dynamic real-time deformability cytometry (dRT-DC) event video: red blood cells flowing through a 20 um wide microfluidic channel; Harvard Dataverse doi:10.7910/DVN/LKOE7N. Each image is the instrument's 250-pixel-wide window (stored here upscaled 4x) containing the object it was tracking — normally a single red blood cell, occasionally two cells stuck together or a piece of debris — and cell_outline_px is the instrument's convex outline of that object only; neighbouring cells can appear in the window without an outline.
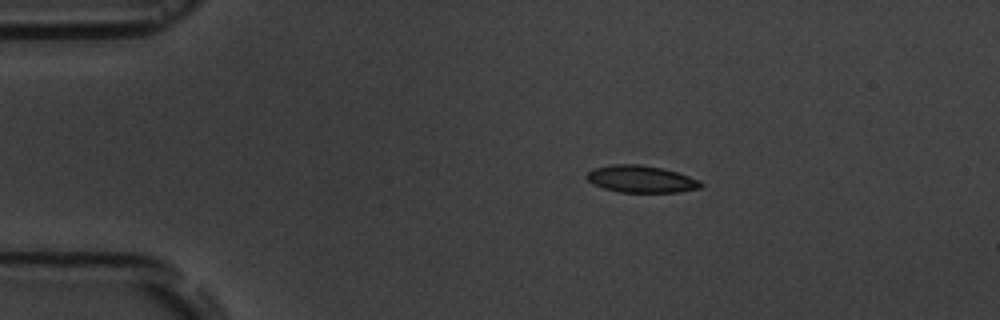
{"species": "common noctule bat (a hibernating species)", "species_latin": "Nyctalus noctula", "temperature_condition": "room temperature", "stored_images_in_passage": 2, "camera_frame_rate_fps": 3000, "um_per_image_px": 0.085, "animal": {"sex": "male", "body_mass_g": 19.5, "forearm_length_mm": 54.6}, "frame": {"image": 1, "passage_image": 1, "time_ms": 0.0, "image_size_px": [1000, 320], "cell_outline_px": [[704, 184], [700, 188], [676, 192], [620, 192], [604, 188], [592, 184], [584, 176], [592, 168], [612, 164], [640, 164], [664, 168], [700, 180]], "centroid_in_image_um": [54.46, 15.21], "position_along_channel_um": 30.5, "area_um2": 18.09}}